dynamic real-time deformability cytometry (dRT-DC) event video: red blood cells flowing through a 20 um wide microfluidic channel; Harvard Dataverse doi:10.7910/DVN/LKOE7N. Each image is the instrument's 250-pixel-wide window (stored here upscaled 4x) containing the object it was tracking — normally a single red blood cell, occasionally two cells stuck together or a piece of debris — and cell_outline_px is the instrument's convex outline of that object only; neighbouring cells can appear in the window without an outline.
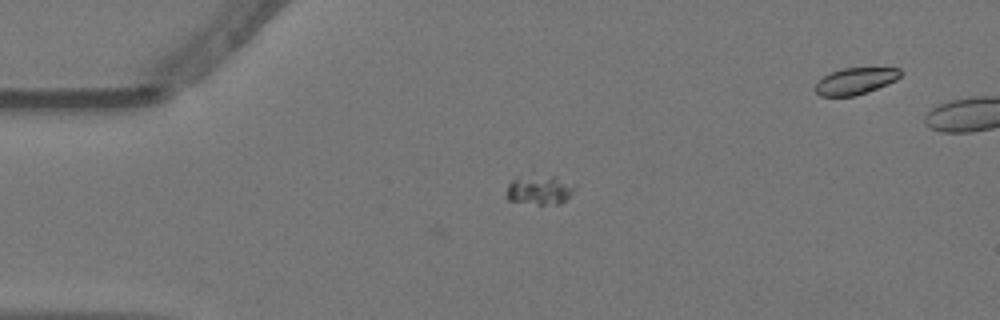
{"species": "Egyptian fruit bat (a non-hibernating species)", "species_latin": "Rousettus aegyptiacus", "temperature_condition": "warm", "stored_images_in_passage": 15, "camera_frame_rate_fps": 3000, "um_per_image_px": 0.085, "animal": {"sex": "female"}, "frame": {"image": 1, "passage_image": 15, "time_ms": 4.667, "image_size_px": [1000, 320], "cell_outline_px": [[576, 188], [560, 204], [536, 204], [508, 200], [504, 196], [508, 184], [512, 180], [552, 176], [556, 176], [576, 184]], "centroid_in_image_um": [45.88, 16.18], "position_along_channel_um": 39.1, "area_um2": 11.33}}